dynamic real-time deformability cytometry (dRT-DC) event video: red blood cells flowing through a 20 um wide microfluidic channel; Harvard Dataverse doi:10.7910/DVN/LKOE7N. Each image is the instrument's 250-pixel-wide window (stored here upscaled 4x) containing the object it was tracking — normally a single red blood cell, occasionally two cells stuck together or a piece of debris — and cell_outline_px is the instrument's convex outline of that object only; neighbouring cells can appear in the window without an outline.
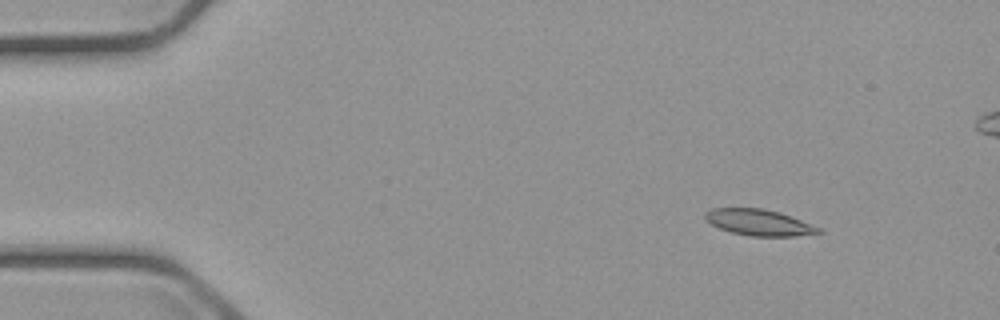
{"species": "common noctule bat (a hibernating species)", "species_latin": "Nyctalus noctula", "temperature_condition": "cold", "stored_images_in_passage": 4, "camera_frame_rate_fps": 3000, "um_per_image_px": 0.085, "animal": {"sex": "male", "body_mass_g": 23.1, "forearm_length_mm": 52.7}, "frame": {"image": 1, "passage_image": 1, "time_ms": 0.0, "image_size_px": [1000, 320], "cell_outline_px": [[824, 232], [796, 236], [748, 236], [732, 232], [720, 228], [704, 220], [704, 212], [712, 208], [764, 208], [780, 212], [824, 228]], "centroid_in_image_um": [64.55, 18.9], "position_along_channel_um": 20.4, "area_um2": 17.57}}